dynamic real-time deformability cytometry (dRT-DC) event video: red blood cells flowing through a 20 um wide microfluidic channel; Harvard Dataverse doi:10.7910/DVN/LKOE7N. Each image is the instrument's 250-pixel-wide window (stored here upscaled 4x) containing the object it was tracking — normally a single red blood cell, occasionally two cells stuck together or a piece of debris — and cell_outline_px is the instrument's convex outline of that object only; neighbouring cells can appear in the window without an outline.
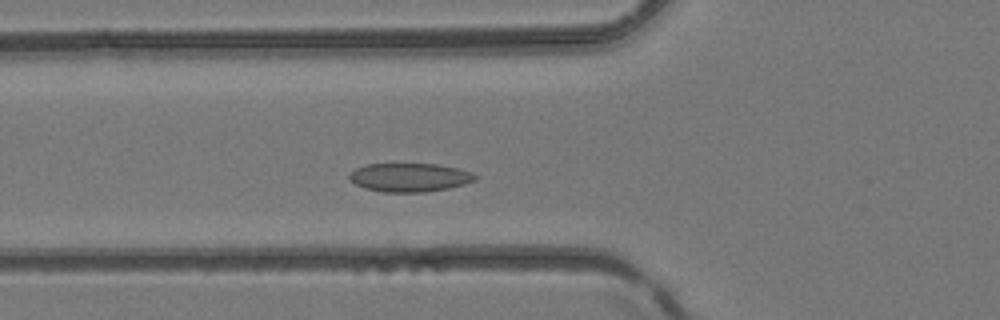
{"species": "common noctule bat (a hibernating species)", "species_latin": "Nyctalus noctula", "temperature_condition": "room temperature", "stored_images_in_passage": 32, "camera_frame_rate_fps": 3000, "um_per_image_px": 0.085, "animal": {"sex": "female", "body_mass_g": 24.6, "forearm_length_mm": 56.2}, "frame": {"image": 1, "passage_image": 4, "time_ms": 1.0, "image_size_px": [1000, 320], "cell_outline_px": [[476, 180], [464, 184], [448, 188], [424, 192], [384, 192], [364, 188], [348, 180], [348, 176], [356, 168], [364, 164], [436, 164], [456, 168], [472, 172], [476, 176]], "centroid_in_image_um": [34.79, 15.08], "position_along_channel_um": 91.0, "area_um2": 20.92}}
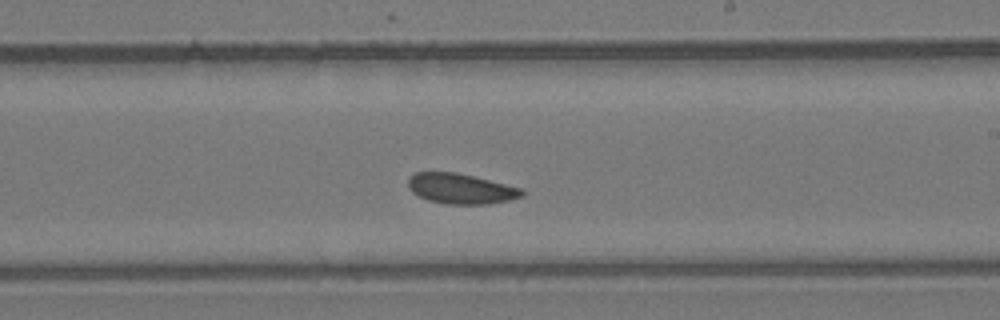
{"frame": {"image": 2, "passage_image": 14, "time_ms": 4.333, "image_size_px": [1000, 320], "cell_outline_px": [[524, 196], [492, 204], [448, 204], [428, 200], [412, 192], [408, 188], [408, 176], [416, 172], [456, 172], [520, 188], [524, 192]], "centroid_in_image_um": [39.13, 16.04], "position_along_channel_um": 249.9, "area_um2": 19.94}}
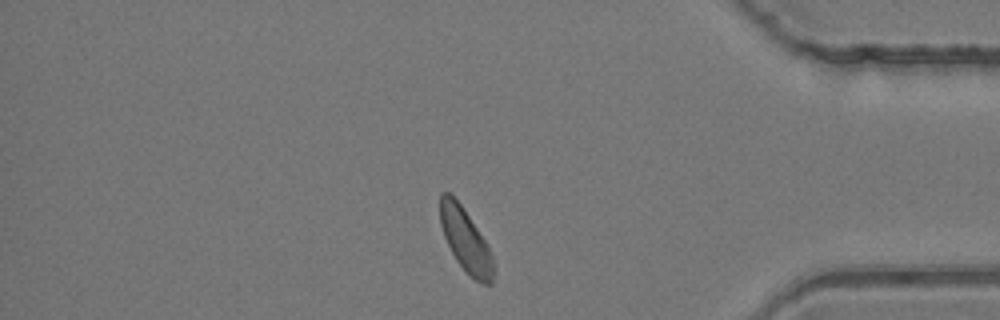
{"frame": {"image": 3, "passage_image": 25, "time_ms": 8.0, "image_size_px": [1000, 320], "cell_outline_px": [[496, 272], [492, 284], [484, 284], [468, 276], [456, 260], [444, 236], [440, 224], [440, 192], [448, 192], [460, 204], [484, 240], [492, 256]], "centroid_in_image_um": [39.58, 20.48], "position_along_channel_um": 395.6, "area_um2": 19.48}}